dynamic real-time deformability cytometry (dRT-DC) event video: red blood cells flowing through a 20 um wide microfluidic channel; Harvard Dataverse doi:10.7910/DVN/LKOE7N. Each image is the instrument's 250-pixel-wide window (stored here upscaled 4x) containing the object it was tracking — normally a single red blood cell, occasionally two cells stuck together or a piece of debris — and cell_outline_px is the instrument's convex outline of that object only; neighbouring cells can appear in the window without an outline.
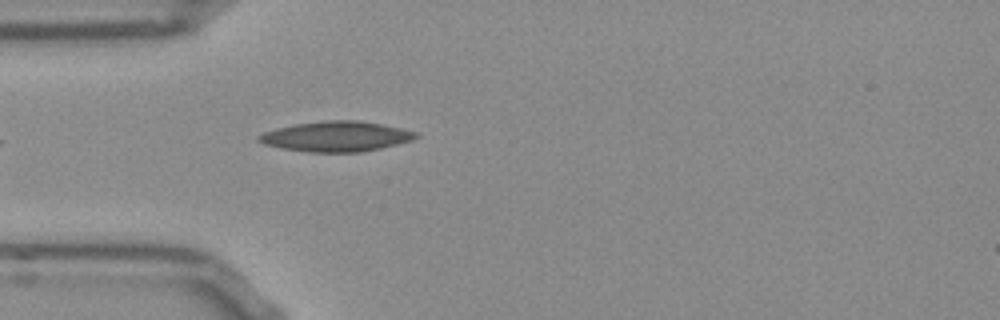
{"species": "Egyptian fruit bat (a non-hibernating species)", "species_latin": "Rousettus aegyptiacus", "temperature_condition": "room temperature", "stored_images_in_passage": 4, "camera_frame_rate_fps": 3000, "um_per_image_px": 0.085, "frame": {"image": 1, "passage_image": 1, "time_ms": 0.0, "image_size_px": [1000, 320], "cell_outline_px": [[420, 136], [412, 140], [380, 148], [360, 152], [308, 152], [280, 148], [264, 144], [256, 140], [256, 136], [264, 132], [276, 128], [296, 124], [324, 120], [356, 120], [380, 124], [400, 128], [416, 132]], "centroid_in_image_um": [28.53, 11.6], "position_along_channel_um": 56.5, "area_um2": 27.57}}